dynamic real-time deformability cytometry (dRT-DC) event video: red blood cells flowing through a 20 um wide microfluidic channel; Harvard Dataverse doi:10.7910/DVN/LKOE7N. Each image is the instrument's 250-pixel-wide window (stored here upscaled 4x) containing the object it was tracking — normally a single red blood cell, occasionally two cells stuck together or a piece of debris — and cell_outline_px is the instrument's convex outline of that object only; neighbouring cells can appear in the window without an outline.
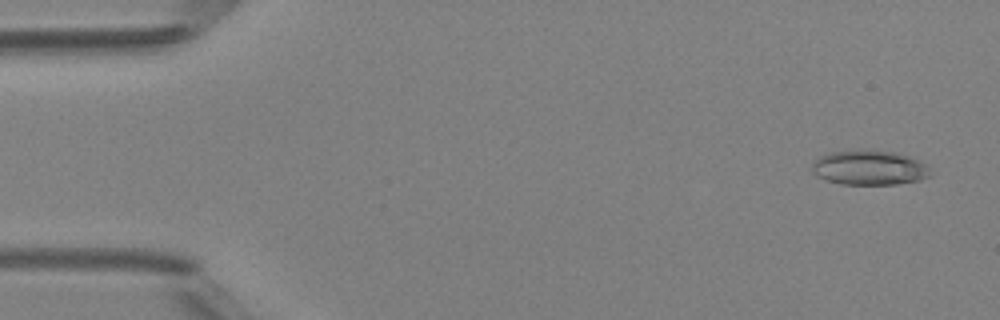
{"species": "Egyptian fruit bat (a non-hibernating species)", "species_latin": "Rousettus aegyptiacus", "temperature_condition": "room temperature", "stored_images_in_passage": 49, "camera_frame_rate_fps": 3000, "um_per_image_px": 0.085, "animal": {"sex": "female"}, "frame": {"image": 1, "passage_image": 3, "time_ms": 0.667, "image_size_px": [1000, 320], "cell_outline_px": [[932, 176], [920, 180], [896, 184], [840, 184], [816, 176], [812, 172], [812, 164], [820, 156], [828, 152], [856, 148], [860, 148], [896, 152], [912, 156], [924, 164], [928, 168]], "centroid_in_image_um": [73.88, 14.22], "position_along_channel_um": 11.1, "area_um2": 24.45}}
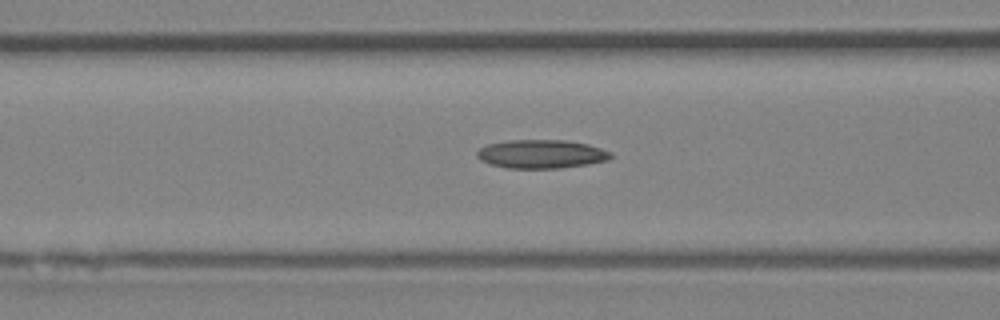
{"frame": {"image": 2, "passage_image": 20, "time_ms": 6.333, "image_size_px": [1000, 320], "cell_outline_px": [[612, 156], [608, 160], [588, 164], [560, 168], [508, 168], [492, 164], [480, 160], [476, 156], [476, 152], [480, 148], [488, 144], [508, 140], [564, 140], [588, 144], [612, 152]], "centroid_in_image_um": [46.01, 13.09], "position_along_channel_um": 120.6, "area_um2": 22.25}}
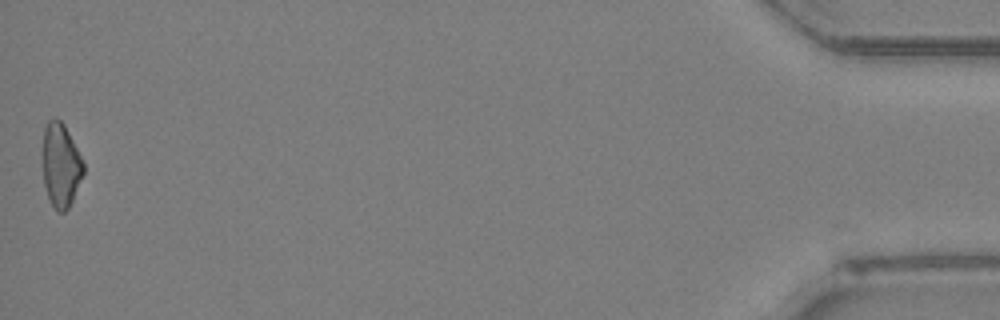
{"frame": {"image": 3, "passage_image": 49, "time_ms": 16.0, "image_size_px": [1000, 320], "cell_outline_px": [[84, 172], [72, 200], [68, 208], [64, 212], [56, 212], [48, 196], [44, 184], [40, 152], [44, 128], [48, 120], [56, 116], [64, 124], [84, 160]], "centroid_in_image_um": [5.13, 13.98], "position_along_channel_um": 430.1, "area_um2": 20.58}, "authors_computed_cell_mechanics": {"area_um2": 21.5016, "velocity_mm_per_s": 4.2402, "shape_relaxation_time_tau1_ms": null, "shape_relaxation_time_tau2_ms": 11.3215, "deformation_change_tau1": null, "deformation_change_tau2": 0.2654}}